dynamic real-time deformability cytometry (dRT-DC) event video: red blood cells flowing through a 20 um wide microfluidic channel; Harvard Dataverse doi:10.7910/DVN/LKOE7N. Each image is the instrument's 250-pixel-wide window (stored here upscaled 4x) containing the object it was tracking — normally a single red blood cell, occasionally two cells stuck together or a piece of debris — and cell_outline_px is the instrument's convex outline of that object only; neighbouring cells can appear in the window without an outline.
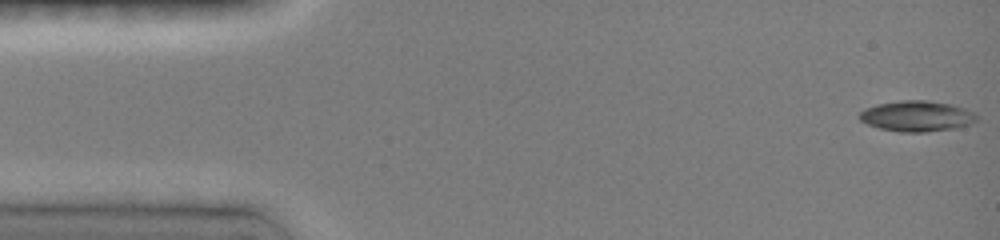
{"species": "common noctule bat (a hibernating species)", "species_latin": "Nyctalus noctula", "temperature_condition": "room temperature", "stored_images_in_passage": 48, "camera_frame_rate_fps": 3000, "um_per_image_px": 0.085, "animal": {"sex": "female", "body_mass_g": 19.0, "forearm_length_mm": 51.5}, "frame": {"image": 1, "passage_image": 1, "time_ms": 0.0, "image_size_px": [1000, 240], "cell_outline_px": [[976, 120], [972, 124], [956, 128], [924, 132], [900, 132], [880, 128], [868, 124], [860, 120], [860, 112], [876, 104], [900, 100], [928, 100], [952, 104], [976, 112]], "centroid_in_image_um": [77.97, 9.86], "position_along_channel_um": 7.0, "area_um2": 20.98}}
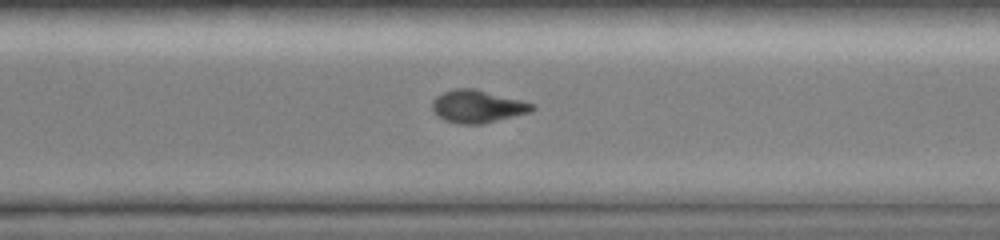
{"frame": {"image": 2, "passage_image": 34, "time_ms": 11.0, "image_size_px": [1000, 240], "cell_outline_px": [[536, 108], [528, 112], [480, 124], [460, 124], [444, 120], [432, 108], [432, 100], [436, 96], [444, 92], [456, 88], [476, 88], [520, 100], [532, 104]], "centroid_in_image_um": [40.55, 9.03], "position_along_channel_um": 330.1, "area_um2": 18.61}}
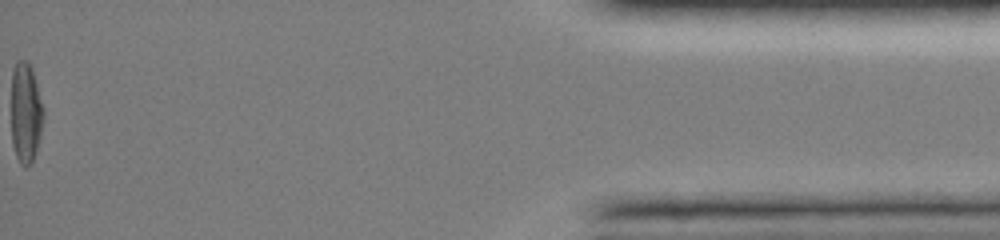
{"frame": {"image": 3, "passage_image": 48, "time_ms": 15.667, "image_size_px": [1000, 240], "cell_outline_px": [[44, 120], [36, 152], [32, 164], [28, 168], [24, 168], [20, 164], [16, 156], [12, 144], [12, 72], [16, 60], [28, 60], [32, 68], [44, 112]], "centroid_in_image_um": [2.19, 9.63], "position_along_channel_um": 433.0, "area_um2": 19.07}, "authors_computed_cell_mechanics": {"area_um2": 19.363, "velocity_mm_per_s": 4.0291, "shape_relaxation_time_tau1_ms": 5.8617, "shape_relaxation_time_tau2_ms": null, "deformation_change_tau1": 0.2039, "deformation_change_tau2": null}}